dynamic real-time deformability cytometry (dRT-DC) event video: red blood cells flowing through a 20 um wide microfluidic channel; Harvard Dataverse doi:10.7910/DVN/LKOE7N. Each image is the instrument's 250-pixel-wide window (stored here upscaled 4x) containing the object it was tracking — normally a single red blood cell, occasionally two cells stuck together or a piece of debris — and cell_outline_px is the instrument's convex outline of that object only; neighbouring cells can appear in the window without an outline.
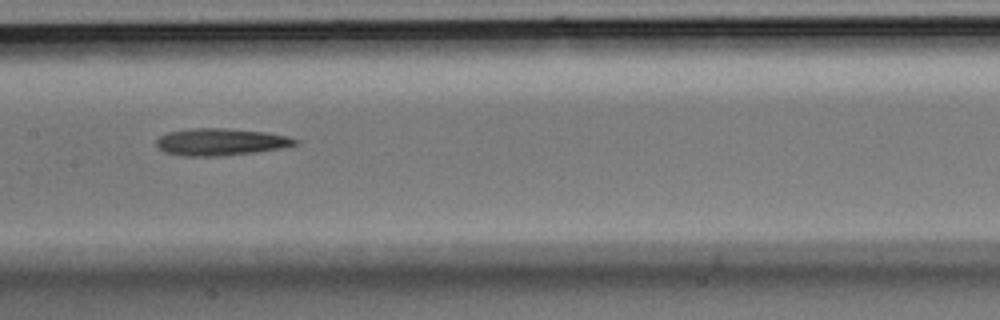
{"species": "Egyptian fruit bat (a non-hibernating species)", "species_latin": "Rousettus aegyptiacus", "temperature_condition": "room temperature", "stored_images_in_passage": 7, "camera_frame_rate_fps": 3000, "um_per_image_px": 0.085, "animal": {"sex": "male"}, "frame": {"image": 1, "passage_image": 6, "time_ms": 1.667, "image_size_px": [1000, 320], "cell_outline_px": [[300, 144], [280, 148], [252, 152], [216, 156], [184, 156], [164, 152], [156, 144], [156, 140], [160, 136], [168, 132], [196, 128], [224, 128], [264, 132], [288, 136], [300, 140]], "centroid_in_image_um": [18.77, 12.06], "position_along_channel_um": 188.6, "area_um2": 21.68}}
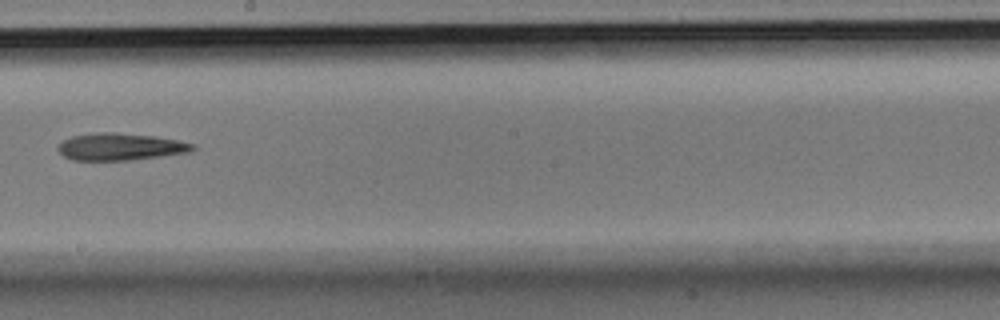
{"frame": {"image": 2, "passage_image": 7, "time_ms": 2.0, "image_size_px": [1000, 320], "cell_outline_px": [[196, 148], [192, 152], [164, 156], [132, 160], [72, 160], [64, 156], [56, 148], [64, 140], [72, 136], [100, 132], [112, 132], [156, 136], [196, 144]], "centroid_in_image_um": [10.28, 12.48], "position_along_channel_um": 237.9, "area_um2": 21.39}}